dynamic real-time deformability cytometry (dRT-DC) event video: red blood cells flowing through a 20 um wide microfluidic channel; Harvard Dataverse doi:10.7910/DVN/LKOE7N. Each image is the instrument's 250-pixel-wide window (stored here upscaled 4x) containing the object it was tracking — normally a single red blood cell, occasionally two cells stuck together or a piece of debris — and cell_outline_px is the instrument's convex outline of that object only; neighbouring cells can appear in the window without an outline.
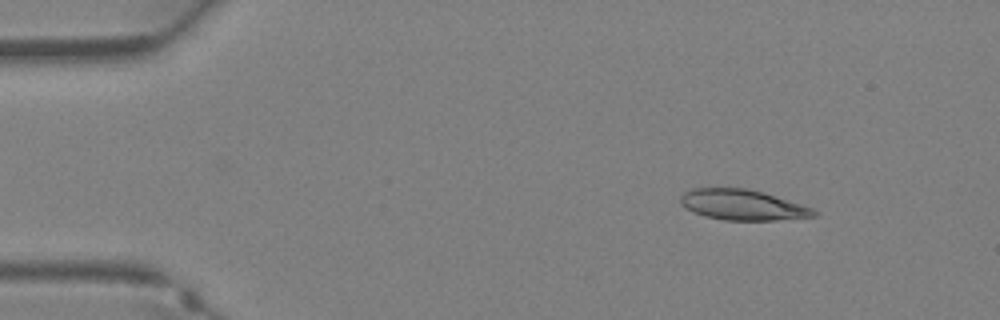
{"species": "Egyptian fruit bat (a non-hibernating species)", "species_latin": "Rousettus aegyptiacus", "temperature_condition": "warm", "stored_images_in_passage": 36, "camera_frame_rate_fps": 3000, "um_per_image_px": 0.085, "animal": {"sex": "female"}, "frame": {"image": 1, "passage_image": 4, "time_ms": 1.0, "image_size_px": [1000, 320], "cell_outline_px": [[820, 212], [816, 216], [776, 220], [724, 220], [704, 216], [684, 208], [680, 204], [680, 196], [684, 192], [692, 188], [748, 188], [764, 192], [804, 204]], "centroid_in_image_um": [63.14, 17.41], "position_along_channel_um": 21.9, "area_um2": 24.04}}
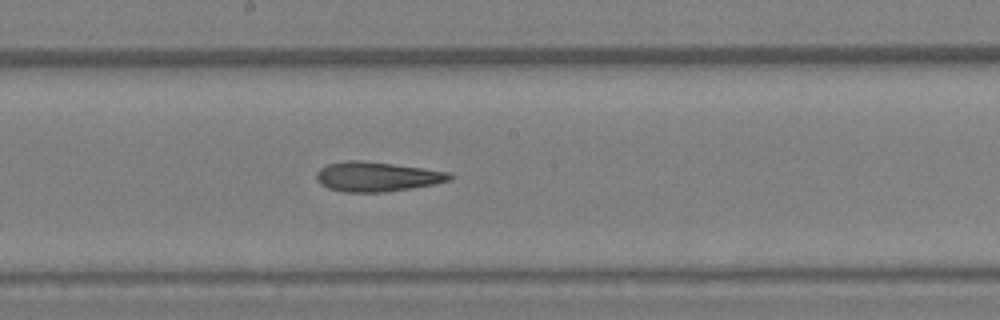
{"frame": {"image": 2, "passage_image": 19, "time_ms": 6.0, "image_size_px": [1000, 320], "cell_outline_px": [[452, 176], [448, 180], [432, 184], [412, 188], [384, 192], [340, 192], [328, 188], [320, 184], [316, 180], [316, 172], [320, 168], [328, 164], [344, 160], [360, 160], [424, 168], [452, 172]], "centroid_in_image_um": [31.98, 15.01], "position_along_channel_um": 216.2, "area_um2": 23.06}}
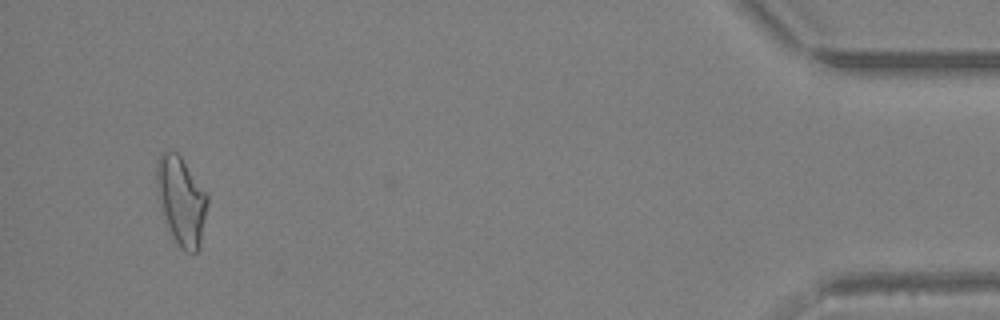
{"frame": {"image": 3, "passage_image": 34, "time_ms": 11.0, "image_size_px": [1000, 320], "cell_outline_px": [[208, 204], [200, 248], [196, 252], [184, 252], [180, 248], [172, 236], [160, 204], [156, 188], [156, 160], [160, 152], [176, 152], [180, 156], [208, 192]], "centroid_in_image_um": [15.43, 17.05], "position_along_channel_um": 419.8, "area_um2": 26.36}}